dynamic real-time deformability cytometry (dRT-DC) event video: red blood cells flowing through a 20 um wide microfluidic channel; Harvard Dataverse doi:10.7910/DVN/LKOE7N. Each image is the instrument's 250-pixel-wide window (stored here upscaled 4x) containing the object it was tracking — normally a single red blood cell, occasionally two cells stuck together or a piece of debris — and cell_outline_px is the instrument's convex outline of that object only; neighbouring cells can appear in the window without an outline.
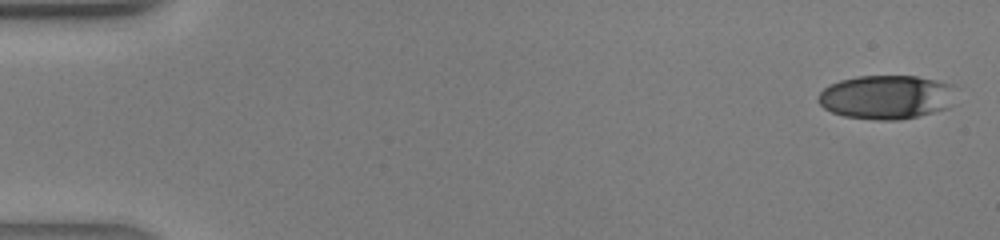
{"species": "human", "species_latin": "Homo sapiens", "temperature_condition": "warm", "stored_images_in_passage": 41, "camera_frame_rate_fps": 3000, "um_per_image_px": 0.085, "donor": {"sex": "male"}, "frame": {"image": 1, "passage_image": 1, "time_ms": 0.0, "image_size_px": [1000, 240], "cell_outline_px": [[956, 84], [952, 104], [948, 108], [916, 116], [896, 120], [880, 120], [844, 116], [832, 112], [824, 108], [816, 100], [820, 92], [828, 84], [840, 80], [856, 76], [916, 76]], "centroid_in_image_um": [75.35, 8.24], "position_along_channel_um": 9.7, "area_um2": 35.49}}
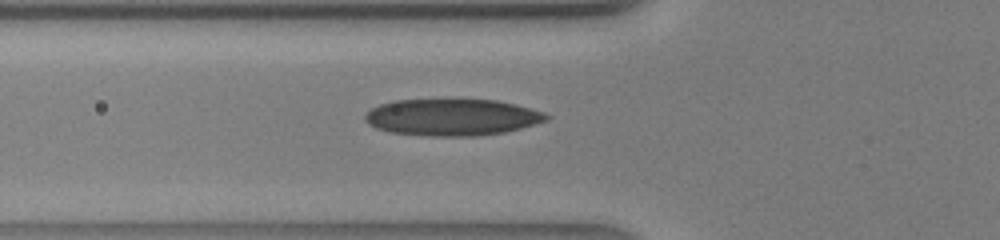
{"frame": {"image": 2, "passage_image": 15, "time_ms": 4.667, "image_size_px": [1000, 240], "cell_outline_px": [[552, 116], [548, 120], [520, 128], [504, 132], [476, 136], [432, 136], [388, 132], [376, 128], [368, 124], [364, 120], [364, 116], [372, 108], [380, 104], [392, 100], [496, 100], [516, 104], [544, 112]], "centroid_in_image_um": [38.42, 9.97], "position_along_channel_um": 87.4, "area_um2": 38.78}}
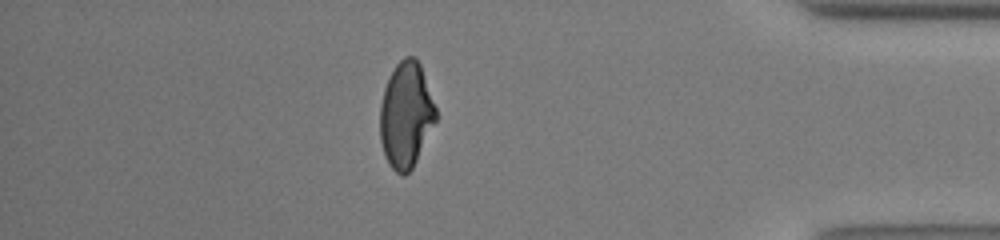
{"frame": {"image": 3, "passage_image": 36, "time_ms": 11.667, "image_size_px": [1000, 240], "cell_outline_px": [[436, 120], [412, 168], [404, 176], [400, 176], [388, 164], [384, 156], [380, 140], [380, 104], [384, 88], [396, 64], [404, 56], [416, 56], [420, 64], [436, 108]], "centroid_in_image_um": [34.49, 9.78], "position_along_channel_um": 400.7, "area_um2": 34.28}}